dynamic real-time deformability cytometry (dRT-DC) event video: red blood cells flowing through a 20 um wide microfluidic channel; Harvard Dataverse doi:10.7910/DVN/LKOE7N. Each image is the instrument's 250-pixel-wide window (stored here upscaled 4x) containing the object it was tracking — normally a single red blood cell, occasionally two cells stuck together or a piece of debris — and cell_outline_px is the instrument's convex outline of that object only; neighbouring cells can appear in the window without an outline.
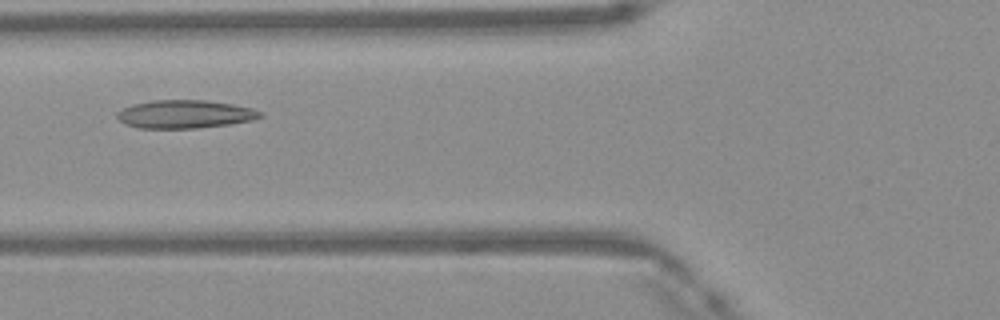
{"species": "Egyptian fruit bat (a non-hibernating species)", "species_latin": "Rousettus aegyptiacus", "temperature_condition": "warm", "stored_images_in_passage": 42, "camera_frame_rate_fps": 3000, "um_per_image_px": 0.085, "frame": {"image": 1, "passage_image": 12, "time_ms": 3.667, "image_size_px": [1000, 320], "cell_outline_px": [[264, 116], [252, 120], [232, 124], [200, 128], [136, 128], [124, 124], [116, 116], [116, 112], [132, 104], [152, 100], [204, 100], [232, 104], [252, 108], [264, 112]], "centroid_in_image_um": [15.73, 9.71], "position_along_channel_um": 110.1, "area_um2": 23.76}}
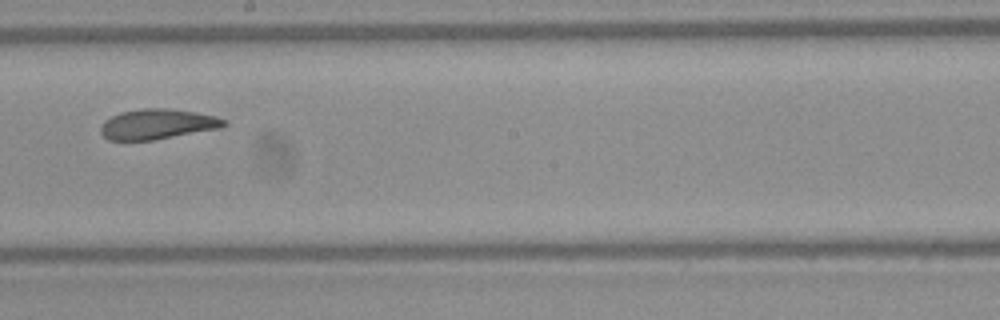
{"frame": {"image": 2, "passage_image": 21, "time_ms": 6.667, "image_size_px": [1000, 320], "cell_outline_px": [[228, 124], [220, 128], [156, 140], [108, 140], [100, 132], [100, 128], [104, 120], [120, 112], [140, 108], [172, 108], [196, 112], [216, 116], [224, 120]], "centroid_in_image_um": [13.38, 10.54], "position_along_channel_um": 234.8, "area_um2": 21.91}}
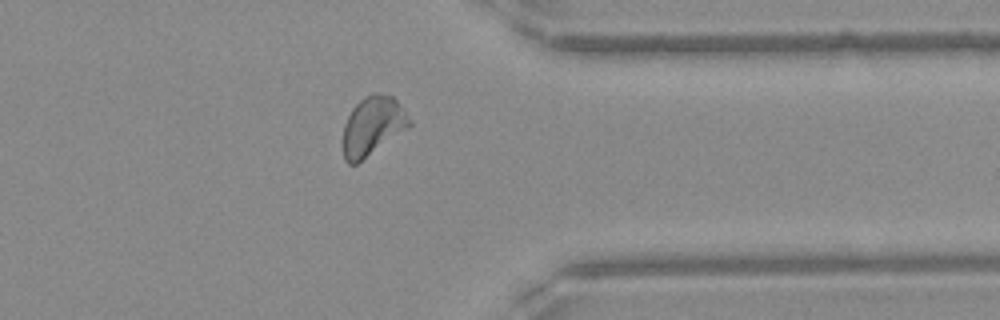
{"frame": {"image": 3, "passage_image": 32, "time_ms": 10.333, "image_size_px": [1000, 320], "cell_outline_px": [[412, 124], [408, 128], [356, 164], [348, 164], [344, 160], [344, 124], [352, 108], [364, 96], [372, 92], [376, 92], [392, 96], [400, 104], [412, 120]], "centroid_in_image_um": [31.69, 10.68], "position_along_channel_um": 379.7, "area_um2": 22.66}, "authors_computed_cell_mechanics": {"area_um2": 22.6865, "velocity_mm_per_s": 4.1519, "shape_relaxation_time_tau1_ms": 7.252, "shape_relaxation_time_tau2_ms": 2.1401, "deformation_change_tau1": 0.1845, "deformation_change_tau2": 0.0723}}